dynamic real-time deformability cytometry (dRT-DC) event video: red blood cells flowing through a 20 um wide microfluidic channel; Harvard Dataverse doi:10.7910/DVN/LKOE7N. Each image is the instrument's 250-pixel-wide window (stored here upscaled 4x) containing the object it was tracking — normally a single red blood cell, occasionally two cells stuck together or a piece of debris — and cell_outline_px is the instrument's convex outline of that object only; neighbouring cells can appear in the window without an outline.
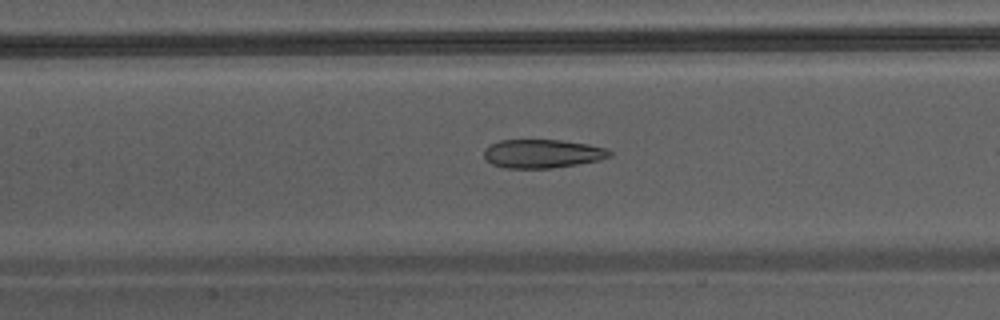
{"species": "Egyptian fruit bat (a non-hibernating species)", "species_latin": "Rousettus aegyptiacus", "temperature_condition": "warm", "stored_images_in_passage": 24, "camera_frame_rate_fps": 3000, "um_per_image_px": 0.085, "animal": {"sex": "male"}, "frame": {"image": 1, "passage_image": 23, "time_ms": 7.333, "image_size_px": [1000, 320], "cell_outline_px": [[612, 156], [600, 160], [552, 168], [504, 168], [492, 164], [484, 156], [484, 148], [500, 140], [560, 140], [588, 144], [608, 148], [612, 152]], "centroid_in_image_um": [46.13, 13.06], "position_along_channel_um": 161.3, "area_um2": 20.98}}